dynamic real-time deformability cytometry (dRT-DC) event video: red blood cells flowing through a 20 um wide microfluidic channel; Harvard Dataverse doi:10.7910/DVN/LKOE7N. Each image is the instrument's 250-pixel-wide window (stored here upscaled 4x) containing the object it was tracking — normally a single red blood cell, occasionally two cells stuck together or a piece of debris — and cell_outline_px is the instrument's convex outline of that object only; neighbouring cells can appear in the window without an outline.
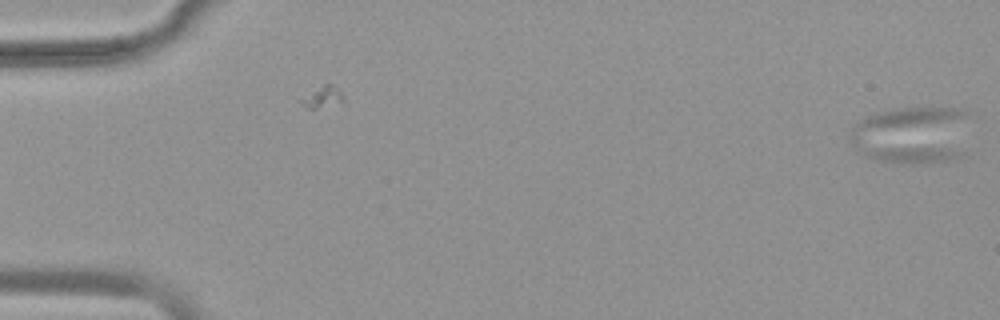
{"species": "common noctule bat (a hibernating species)", "species_latin": "Nyctalus noctula", "temperature_condition": "warm", "stored_images_in_passage": 6, "camera_frame_rate_fps": 3000, "um_per_image_px": 0.085, "animal": {"sex": "female", "body_mass_g": 19.9}, "frame": {"image": 1, "passage_image": 6, "time_ms": 1.667, "image_size_px": [1000, 320], "cell_outline_px": [[972, 116], [964, 156], [948, 160], [928, 164], [912, 164], [876, 160], [864, 156], [856, 152], [848, 136], [852, 124], [876, 112], [900, 108], [968, 108], [972, 112]], "centroid_in_image_um": [77.59, 11.47], "position_along_channel_um": 7.4, "area_um2": 42.02}}